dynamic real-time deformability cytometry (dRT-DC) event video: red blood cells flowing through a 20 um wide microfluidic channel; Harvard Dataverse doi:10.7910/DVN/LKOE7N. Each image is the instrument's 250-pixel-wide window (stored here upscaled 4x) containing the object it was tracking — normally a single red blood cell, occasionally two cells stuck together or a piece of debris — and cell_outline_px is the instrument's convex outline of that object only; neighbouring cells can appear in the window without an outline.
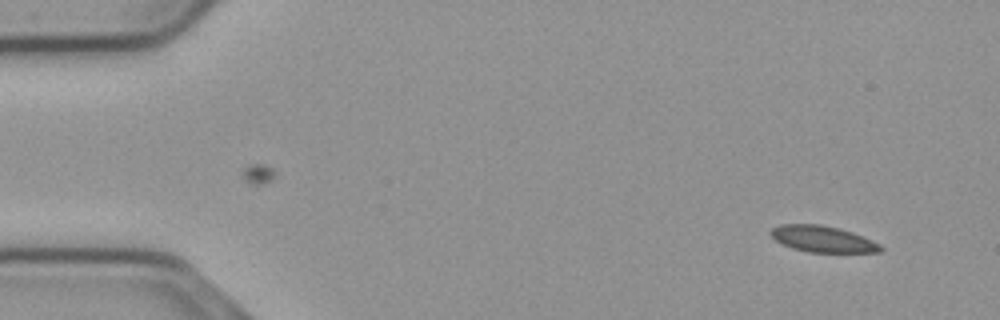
{"species": "common noctule bat (a hibernating species)", "species_latin": "Nyctalus noctula", "temperature_condition": "cold", "stored_images_in_passage": 53, "camera_frame_rate_fps": 3000, "um_per_image_px": 0.085, "animal": {"sex": "male", "body_mass_g": 23.1, "forearm_length_mm": 52.7}, "frame": {"image": 1, "passage_image": 1, "time_ms": 0.0, "image_size_px": [1000, 320], "cell_outline_px": [[884, 248], [880, 252], [808, 252], [792, 248], [776, 240], [768, 232], [772, 228], [780, 224], [820, 224], [840, 228], [852, 232], [872, 240], [880, 244]], "centroid_in_image_um": [69.93, 20.31], "position_along_channel_um": 15.1, "area_um2": 16.82}}
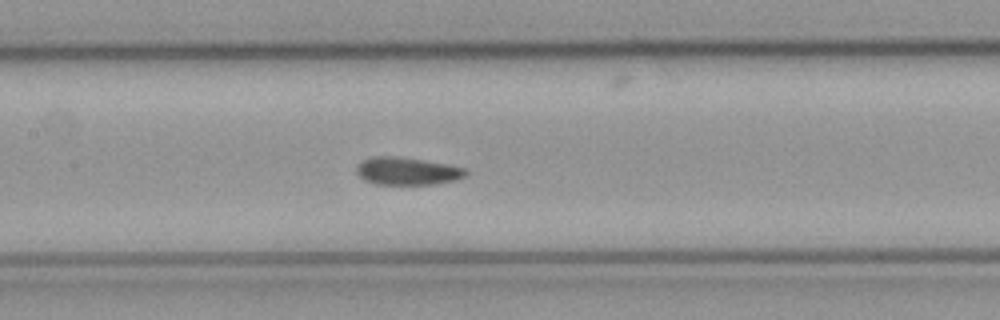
{"frame": {"image": 2, "passage_image": 23, "time_ms": 7.333, "image_size_px": [1000, 320], "cell_outline_px": [[468, 176], [456, 180], [436, 184], [376, 184], [364, 180], [356, 172], [356, 168], [364, 160], [372, 156], [396, 156], [424, 160], [468, 168]], "centroid_in_image_um": [34.67, 14.54], "position_along_channel_um": 172.7, "area_um2": 17.69}}
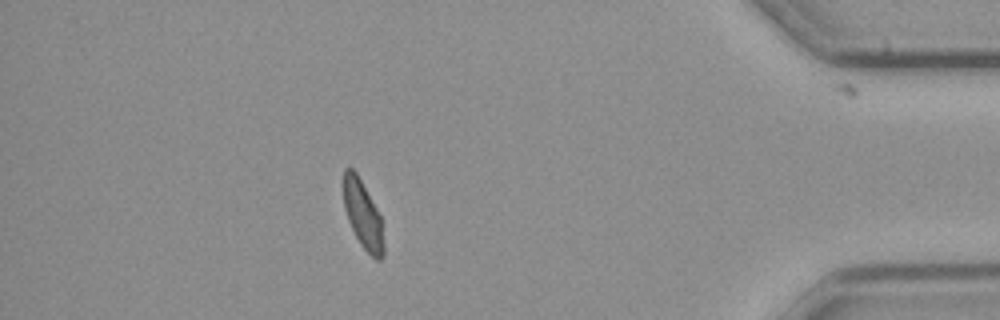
{"frame": {"image": 3, "passage_image": 46, "time_ms": 15.0, "image_size_px": [1000, 320], "cell_outline_px": [[384, 256], [380, 260], [376, 260], [360, 244], [348, 220], [344, 208], [344, 168], [352, 168], [356, 172], [376, 208], [380, 216], [384, 244]], "centroid_in_image_um": [30.85, 18.28], "position_along_channel_um": 404.4, "area_um2": 15.55}, "authors_computed_cell_mechanics": {"area_um2": 17.34, "velocity_mm_per_s": 3.6642, "shape_relaxation_time_tau1_ms": 6.1356, "shape_relaxation_time_tau2_ms": 2.6483, "deformation_change_tau1": 0.1328, "deformation_change_tau2": 0.0587}}